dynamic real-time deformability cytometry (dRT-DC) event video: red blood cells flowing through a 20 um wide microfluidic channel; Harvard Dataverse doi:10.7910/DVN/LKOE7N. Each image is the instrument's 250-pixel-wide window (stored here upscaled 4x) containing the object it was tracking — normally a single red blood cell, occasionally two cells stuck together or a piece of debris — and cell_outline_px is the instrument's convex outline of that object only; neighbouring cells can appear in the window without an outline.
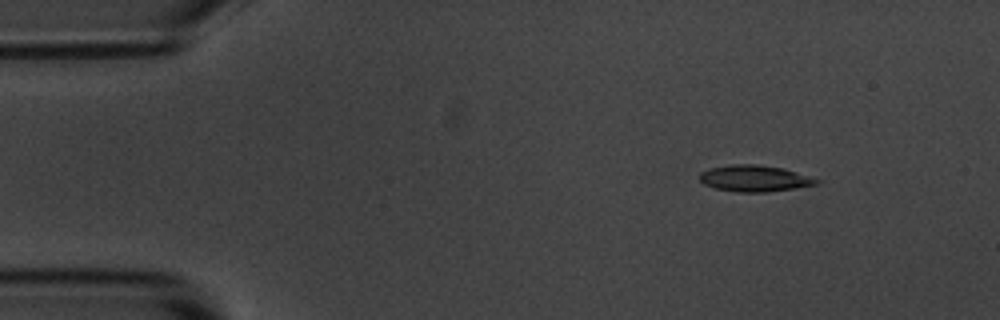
{"species": "common noctule bat (a hibernating species)", "species_latin": "Nyctalus noctula", "temperature_condition": "room temperature", "stored_images_in_passage": 6, "camera_frame_rate_fps": 3000, "um_per_image_px": 0.085, "animal": {"sex": "male", "body_mass_g": 20.1, "forearm_length_mm": 53.5}, "frame": {"image": 1, "passage_image": 2, "time_ms": 1.0, "image_size_px": [1000, 320], "cell_outline_px": [[824, 180], [820, 184], [796, 188], [764, 192], [736, 192], [716, 188], [704, 184], [700, 180], [700, 172], [708, 168], [732, 164], [756, 164], [784, 168]], "centroid_in_image_um": [64.2, 15.16], "position_along_channel_um": 20.8, "area_um2": 18.21}}
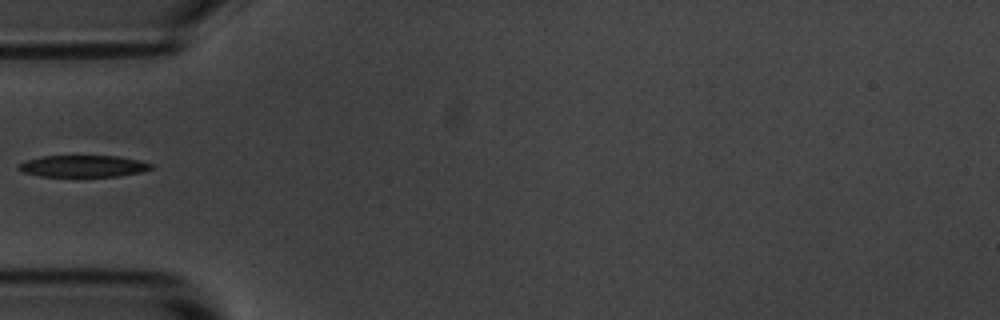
{"frame": {"image": 2, "passage_image": 5, "time_ms": 4.667, "image_size_px": [1000, 320], "cell_outline_px": [[156, 164], [152, 168], [140, 172], [120, 176], [40, 176], [24, 172], [16, 168], [16, 164], [24, 160], [40, 156], [116, 156], [140, 160]], "centroid_in_image_um": [7.05, 14.11], "position_along_channel_um": 78.0, "area_um2": 16.94}}